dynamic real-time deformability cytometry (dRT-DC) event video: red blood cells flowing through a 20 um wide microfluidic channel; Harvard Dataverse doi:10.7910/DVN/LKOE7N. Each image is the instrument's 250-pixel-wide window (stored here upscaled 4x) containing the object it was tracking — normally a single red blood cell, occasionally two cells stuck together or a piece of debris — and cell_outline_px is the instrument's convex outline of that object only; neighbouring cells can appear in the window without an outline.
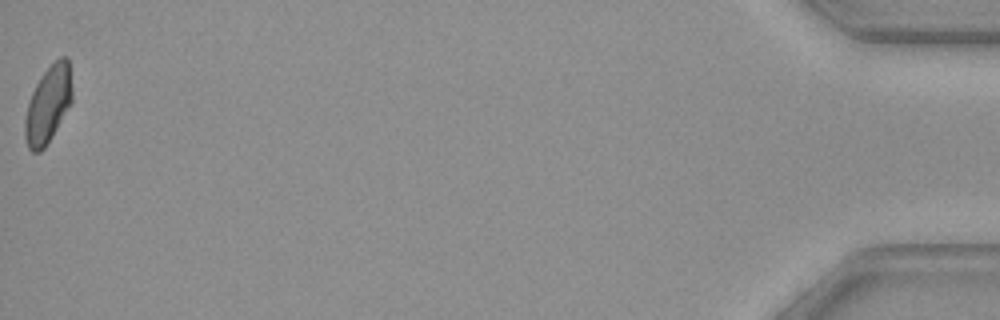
{"species": "common noctule bat (a hibernating species)", "species_latin": "Nyctalus noctula", "temperature_condition": "warm", "stored_images_in_passage": 35, "camera_frame_rate_fps": 3000, "um_per_image_px": 0.085, "animal": {"sex": "female", "body_mass_g": 29.2, "forearm_length_mm": 56.3}, "frame": {"image": 1, "passage_image": 35, "time_ms": 11.333, "image_size_px": [1000, 320], "cell_outline_px": [[72, 100], [48, 144], [40, 152], [32, 152], [28, 148], [24, 140], [24, 120], [28, 104], [32, 92], [40, 76], [60, 56], [68, 56], [72, 88]], "centroid_in_image_um": [4.07, 8.9], "position_along_channel_um": 431.1, "area_um2": 21.21}}